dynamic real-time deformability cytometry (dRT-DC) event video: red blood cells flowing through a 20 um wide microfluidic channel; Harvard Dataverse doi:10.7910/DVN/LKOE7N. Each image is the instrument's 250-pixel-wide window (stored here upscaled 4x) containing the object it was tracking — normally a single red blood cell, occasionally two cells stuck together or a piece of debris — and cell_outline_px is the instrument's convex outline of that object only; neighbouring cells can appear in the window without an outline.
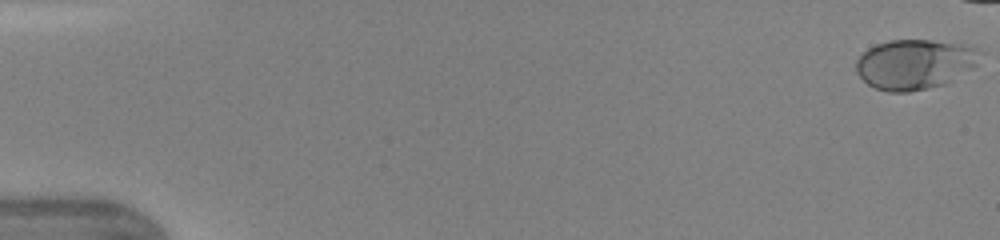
{"species": "human", "species_latin": "Homo sapiens", "temperature_condition": "warm", "stored_images_in_passage": 41, "camera_frame_rate_fps": 3000, "um_per_image_px": 0.085, "donor": {"sex": "female"}, "frame": {"image": 1, "passage_image": 1, "time_ms": 0.0, "image_size_px": [1000, 240], "cell_outline_px": [[976, 64], [972, 68], [944, 84], [928, 88], [908, 92], [888, 92], [876, 88], [868, 84], [856, 72], [856, 60], [868, 48], [876, 44], [888, 40], [928, 40], [976, 48]], "centroid_in_image_um": [77.65, 5.47], "position_along_channel_um": 7.4, "area_um2": 35.26}}
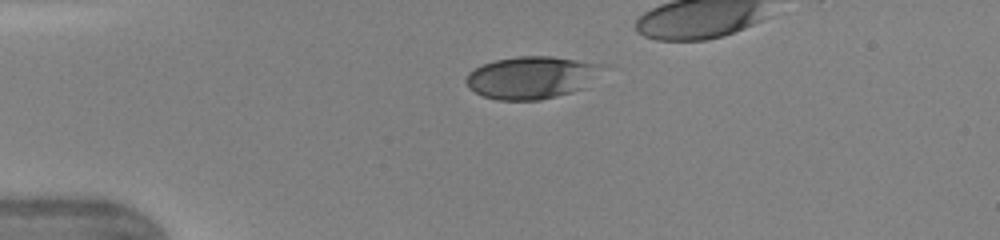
{"frame": {"image": 2, "passage_image": 12, "time_ms": 3.667, "image_size_px": [1000, 240], "cell_outline_px": [[608, 64], [580, 88], [572, 92], [540, 100], [496, 100], [484, 96], [476, 92], [464, 80], [468, 72], [480, 64], [496, 60], [516, 56], [552, 56]], "centroid_in_image_um": [45.13, 6.57], "position_along_channel_um": 39.9, "area_um2": 33.47}}
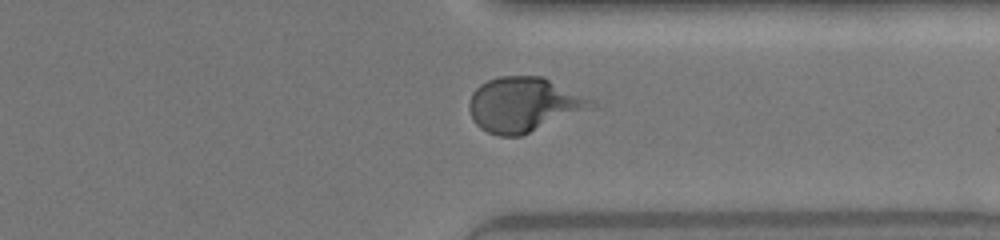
{"frame": {"image": 3, "passage_image": 37, "time_ms": 12.0, "image_size_px": [1000, 240], "cell_outline_px": [[604, 104], [600, 108], [520, 136], [500, 136], [488, 132], [480, 128], [476, 124], [468, 108], [468, 104], [472, 92], [480, 84], [488, 80], [500, 76], [544, 76], [596, 100]], "centroid_in_image_um": [44.67, 8.89], "position_along_channel_um": 366.7, "area_um2": 40.17}}